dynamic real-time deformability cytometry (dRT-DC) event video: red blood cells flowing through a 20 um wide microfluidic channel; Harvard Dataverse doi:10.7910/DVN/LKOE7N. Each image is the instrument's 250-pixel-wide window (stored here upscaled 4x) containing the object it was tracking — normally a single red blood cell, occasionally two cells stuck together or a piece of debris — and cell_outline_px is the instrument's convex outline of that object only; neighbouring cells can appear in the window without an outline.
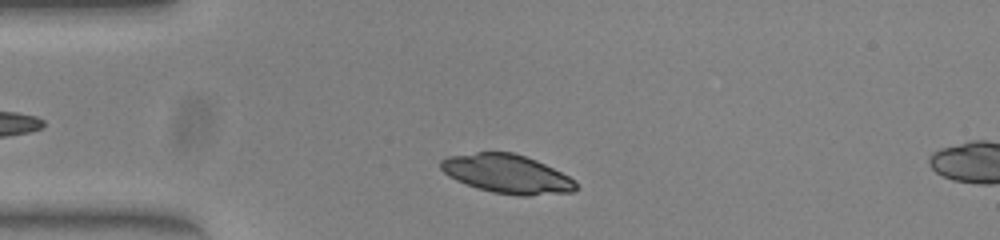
{"species": "common noctule bat (a hibernating species)", "species_latin": "Nyctalus noctula", "temperature_condition": "warm", "stored_images_in_passage": 6, "camera_frame_rate_fps": 3000, "um_per_image_px": 0.085, "animal": {"sex": "female", "body_mass_g": 23.0, "forearm_length_mm": 53.4}, "frame": {"image": 1, "passage_image": 3, "time_ms": 0.667, "image_size_px": [1000, 240], "cell_outline_px": [[580, 188], [572, 192], [528, 196], [516, 196], [492, 192], [456, 180], [448, 176], [440, 168], [440, 160], [448, 156], [476, 152], [512, 152], [536, 160], [568, 176]], "centroid_in_image_um": [43.08, 14.79], "position_along_channel_um": 41.9, "area_um2": 30.4}}